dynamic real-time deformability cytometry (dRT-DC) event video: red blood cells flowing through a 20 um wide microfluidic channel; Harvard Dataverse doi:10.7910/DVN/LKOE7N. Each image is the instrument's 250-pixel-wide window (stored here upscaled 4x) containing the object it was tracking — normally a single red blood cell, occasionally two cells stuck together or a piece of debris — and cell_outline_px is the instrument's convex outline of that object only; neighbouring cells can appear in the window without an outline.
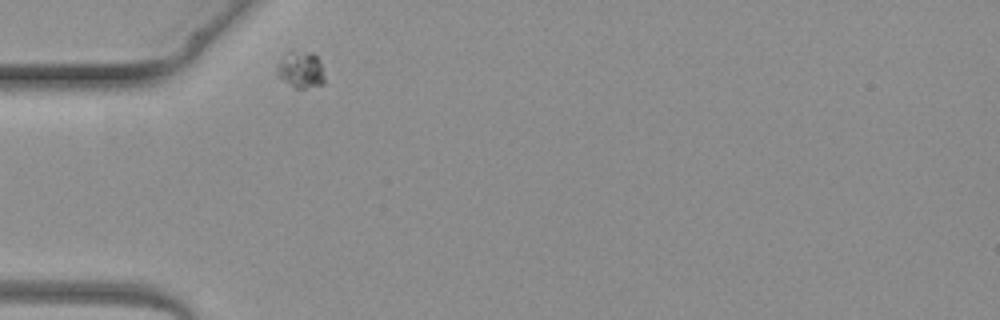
{"species": "common noctule bat (a hibernating species)", "species_latin": "Nyctalus noctula", "temperature_condition": "warm", "stored_images_in_passage": 1, "camera_frame_rate_fps": 3000, "um_per_image_px": 0.085, "animal": {"sex": "female", "body_mass_g": 19.3, "forearm_length_mm": 54.1}, "frame": {"image": 1, "passage_image": 1, "time_ms": 0.0, "image_size_px": [1000, 320], "cell_outline_px": [[324, 84], [304, 88], [296, 88], [276, 76], [276, 68], [284, 52], [312, 52], [320, 60], [324, 76]], "centroid_in_image_um": [25.55, 5.92], "position_along_channel_um": 59.5, "area_um2": 10.17}}